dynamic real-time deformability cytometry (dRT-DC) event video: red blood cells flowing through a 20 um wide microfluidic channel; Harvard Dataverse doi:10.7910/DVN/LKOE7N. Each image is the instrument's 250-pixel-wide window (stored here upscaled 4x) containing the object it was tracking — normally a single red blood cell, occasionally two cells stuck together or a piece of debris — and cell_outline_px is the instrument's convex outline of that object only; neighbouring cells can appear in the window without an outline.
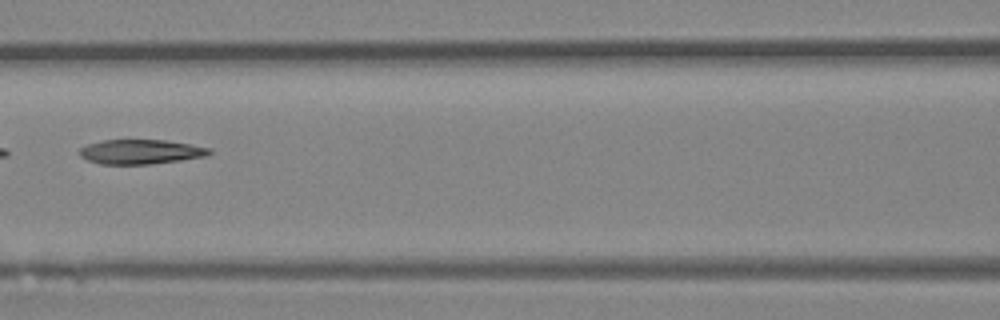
{"species": "Egyptian fruit bat (a non-hibernating species)", "species_latin": "Rousettus aegyptiacus", "temperature_condition": "room temperature", "stored_images_in_passage": 35, "camera_frame_rate_fps": 3000, "um_per_image_px": 0.085, "animal": {"sex": "female"}, "frame": {"image": 1, "passage_image": 11, "time_ms": 3.333, "image_size_px": [1000, 320], "cell_outline_px": [[212, 152], [208, 156], [152, 164], [100, 164], [88, 160], [80, 156], [80, 148], [88, 144], [104, 140], [164, 140], [212, 148]], "centroid_in_image_um": [11.98, 12.9], "position_along_channel_um": 154.6, "area_um2": 18.5}}
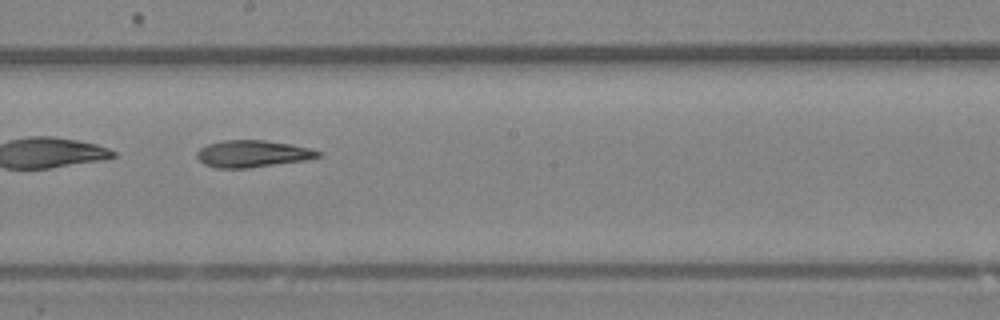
{"frame": {"image": 2, "passage_image": 16, "time_ms": 5.0, "image_size_px": [1000, 320], "cell_outline_px": [[320, 156], [304, 160], [248, 168], [216, 168], [204, 164], [196, 156], [196, 152], [200, 148], [208, 144], [224, 140], [264, 140], [292, 144], [308, 148], [320, 152]], "centroid_in_image_um": [21.42, 13.06], "position_along_channel_um": 226.8, "area_um2": 18.84}}
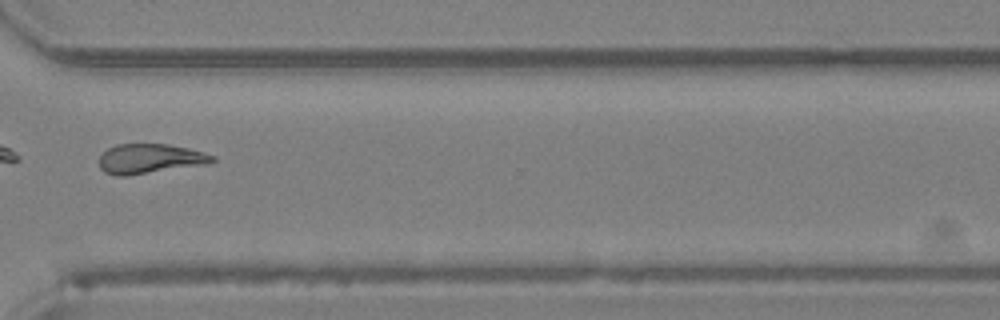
{"frame": {"image": 3, "passage_image": 25, "time_ms": 8.0, "image_size_px": [1000, 320], "cell_outline_px": [[216, 160], [204, 164], [128, 176], [116, 176], [104, 172], [100, 168], [100, 156], [108, 148], [116, 144], [168, 144], [188, 148], [216, 156]], "centroid_in_image_um": [12.71, 13.49], "position_along_channel_um": 357.9, "area_um2": 19.48}, "authors_computed_cell_mechanics": {"area_um2": 19.5942, "velocity_mm_per_s": 4.3498, "shape_relaxation_time_tau1_ms": null, "shape_relaxation_time_tau2_ms": 9.9144, "deformation_change_tau1": null, "deformation_change_tau2": 0.2422}}